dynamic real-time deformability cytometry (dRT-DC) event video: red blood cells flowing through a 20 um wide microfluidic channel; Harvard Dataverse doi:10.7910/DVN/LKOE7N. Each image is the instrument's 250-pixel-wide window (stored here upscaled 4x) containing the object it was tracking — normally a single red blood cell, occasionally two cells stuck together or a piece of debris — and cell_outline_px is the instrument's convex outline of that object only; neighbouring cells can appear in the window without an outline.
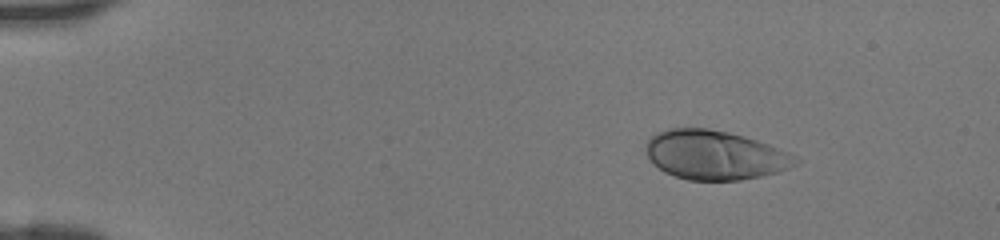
{"species": "human", "species_latin": "Homo sapiens", "temperature_condition": "room temperature", "stored_images_in_passage": 7, "camera_frame_rate_fps": 3000, "um_per_image_px": 0.085, "donor": {"sex": "female"}, "frame": {"image": 1, "passage_image": 1, "time_ms": 0.0, "image_size_px": [1000, 240], "cell_outline_px": [[800, 160], [796, 164], [788, 168], [776, 172], [760, 176], [740, 180], [688, 180], [664, 172], [648, 156], [644, 148], [644, 144], [656, 132], [668, 128], [708, 128], [728, 132], [744, 136], [768, 144], [788, 152], [796, 156]], "centroid_in_image_um": [60.75, 13.17], "position_along_channel_um": 24.3, "area_um2": 42.71}}